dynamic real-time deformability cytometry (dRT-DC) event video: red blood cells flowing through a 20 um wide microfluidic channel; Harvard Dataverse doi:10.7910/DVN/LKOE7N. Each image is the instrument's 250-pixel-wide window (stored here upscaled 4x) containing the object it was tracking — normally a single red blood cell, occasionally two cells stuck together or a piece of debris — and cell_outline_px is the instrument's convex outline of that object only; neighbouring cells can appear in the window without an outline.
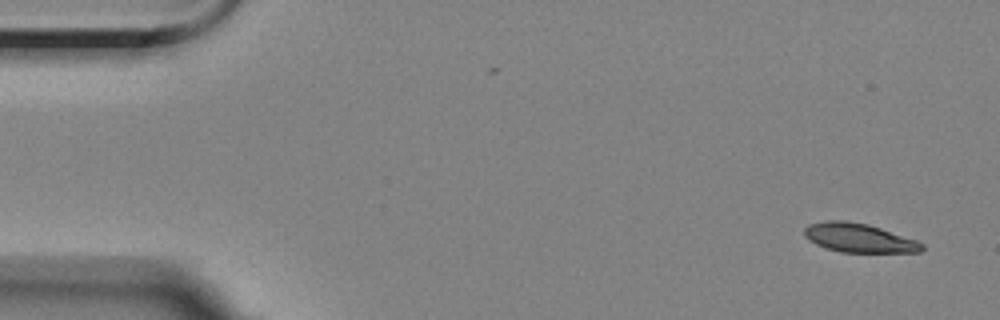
{"species": "Egyptian fruit bat (a non-hibernating species)", "species_latin": "Rousettus aegyptiacus", "temperature_condition": "room temperature", "stored_images_in_passage": 4, "camera_frame_rate_fps": 3000, "um_per_image_px": 0.085, "animal": {"sex": "female"}, "frame": {"image": 1, "passage_image": 1, "time_ms": 0.0, "image_size_px": [1000, 320], "cell_outline_px": [[924, 248], [920, 252], [840, 252], [816, 244], [808, 240], [804, 236], [804, 228], [808, 224], [824, 220], [844, 220], [868, 224], [916, 240], [924, 244]], "centroid_in_image_um": [72.97, 20.21], "position_along_channel_um": 12.0, "area_um2": 19.83}}
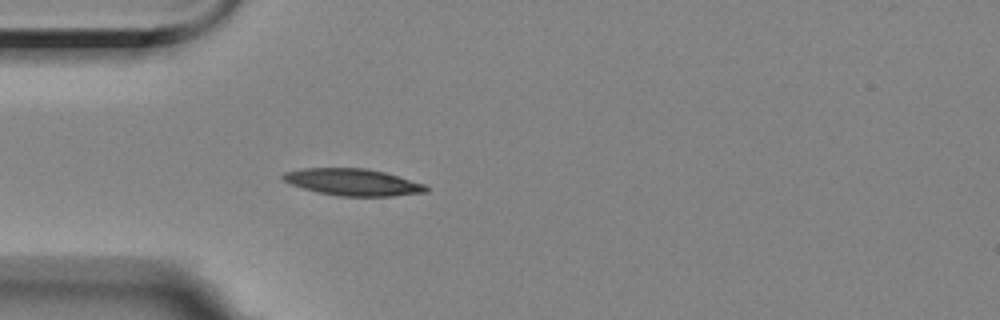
{"frame": {"image": 2, "passage_image": 4, "time_ms": 4.333, "image_size_px": [1000, 320], "cell_outline_px": [[428, 192], [392, 196], [340, 196], [316, 192], [292, 184], [284, 180], [280, 176], [284, 172], [300, 168], [364, 168], [384, 172], [424, 184], [428, 188]], "centroid_in_image_um": [29.97, 15.48], "position_along_channel_um": 55.0, "area_um2": 22.25}}